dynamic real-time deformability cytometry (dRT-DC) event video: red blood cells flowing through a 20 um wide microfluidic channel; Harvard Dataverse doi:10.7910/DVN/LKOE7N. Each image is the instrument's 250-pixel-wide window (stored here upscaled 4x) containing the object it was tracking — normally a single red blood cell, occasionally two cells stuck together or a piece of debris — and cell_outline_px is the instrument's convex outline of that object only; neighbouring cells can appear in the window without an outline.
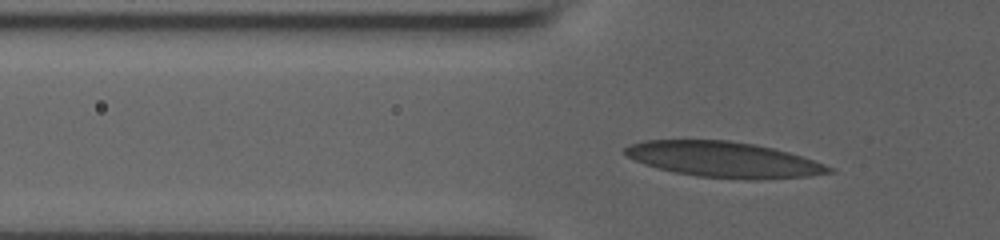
{"species": "human", "species_latin": "Homo sapiens", "temperature_condition": "room temperature", "stored_images_in_passage": 39, "camera_frame_rate_fps": 3000, "um_per_image_px": 0.085, "donor": {"sex": "male"}, "frame": {"image": 1, "passage_image": 9, "time_ms": 2.667, "image_size_px": [1000, 240], "cell_outline_px": [[836, 172], [812, 176], [760, 180], [748, 180], [696, 176], [676, 172], [644, 164], [628, 156], [624, 152], [624, 148], [632, 144], [644, 140], [728, 140], [756, 144], [788, 152], [836, 168]], "centroid_in_image_um": [61.59, 13.57], "position_along_channel_um": 64.2, "area_um2": 42.31}}
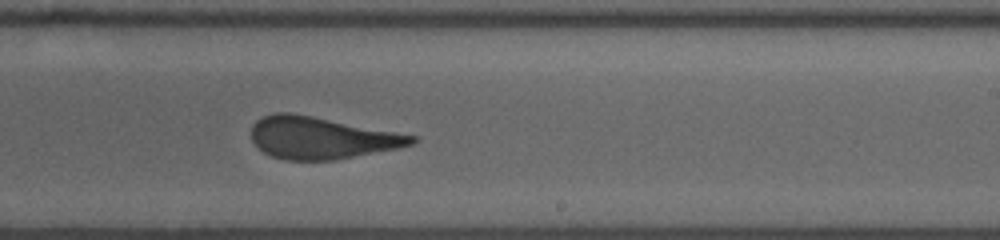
{"frame": {"image": 2, "passage_image": 25, "time_ms": 8.0, "image_size_px": [1000, 240], "cell_outline_px": [[420, 140], [412, 144], [396, 148], [336, 160], [284, 160], [272, 156], [264, 152], [252, 140], [252, 124], [256, 120], [264, 116], [276, 112], [288, 112], [420, 136]], "centroid_in_image_um": [27.33, 11.72], "position_along_channel_um": 261.7, "area_um2": 39.02}}
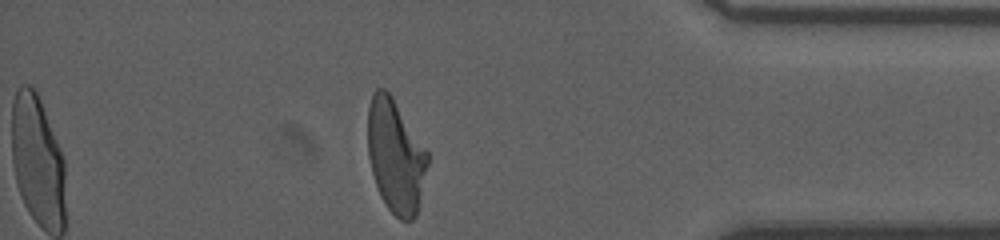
{"frame": {"image": 3, "passage_image": 38, "time_ms": 12.333, "image_size_px": [1000, 240], "cell_outline_px": [[428, 164], [420, 200], [416, 216], [412, 220], [400, 220], [388, 208], [380, 196], [372, 172], [368, 156], [368, 108], [372, 92], [376, 88], [384, 88], [392, 96], [428, 152]], "centroid_in_image_um": [33.62, 13.26], "position_along_channel_um": 401.6, "area_um2": 39.36}, "authors_computed_cell_mechanics": {"area_um2": 40.171, "velocity_mm_per_s": 3.8245, "shape_relaxation_time_tau1_ms": 6.3048, "shape_relaxation_time_tau2_ms": 1.1375, "deformation_change_tau1": 0.2142, "deformation_change_tau2": 0.1084}}